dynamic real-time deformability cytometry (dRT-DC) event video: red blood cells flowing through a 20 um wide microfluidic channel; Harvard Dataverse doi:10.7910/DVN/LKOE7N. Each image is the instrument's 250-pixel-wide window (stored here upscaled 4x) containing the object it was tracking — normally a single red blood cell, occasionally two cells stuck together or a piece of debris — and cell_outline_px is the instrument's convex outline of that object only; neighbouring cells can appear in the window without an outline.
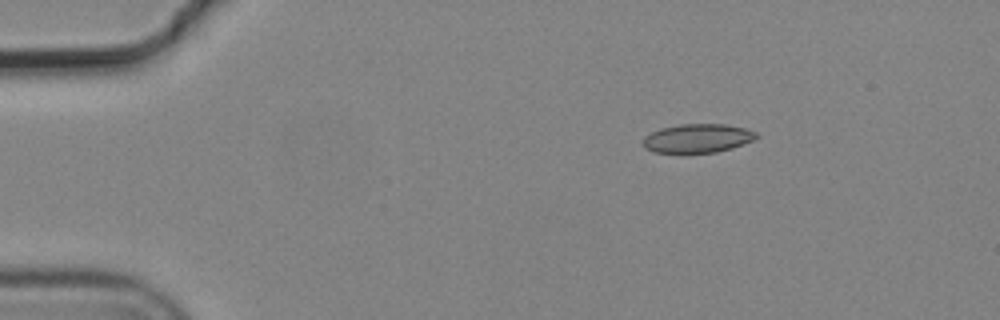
{"species": "common noctule bat (a hibernating species)", "species_latin": "Nyctalus noctula", "temperature_condition": "cold", "stored_images_in_passage": 3, "camera_frame_rate_fps": 3000, "um_per_image_px": 0.085, "animal": {"sex": "male", "body_mass_g": 19.2, "forearm_length_mm": 51.8}, "frame": {"image": 1, "passage_image": 1, "time_ms": 0.0, "image_size_px": [1000, 320], "cell_outline_px": [[760, 136], [752, 140], [732, 148], [716, 152], [652, 152], [644, 148], [644, 136], [660, 128], [680, 124], [724, 124], [744, 128], [756, 132]], "centroid_in_image_um": [59.28, 11.74], "position_along_channel_um": 25.7, "area_um2": 18.84}}
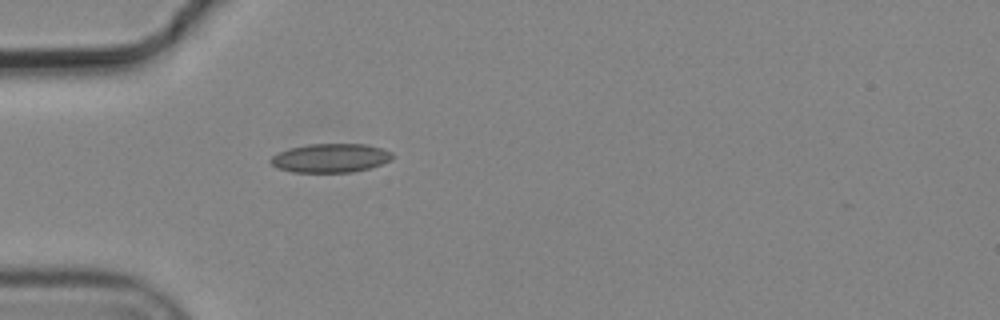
{"frame": {"image": 2, "passage_image": 3, "time_ms": 0.667, "image_size_px": [1000, 320], "cell_outline_px": [[392, 160], [368, 168], [352, 172], [292, 172], [276, 168], [268, 160], [272, 156], [280, 152], [292, 148], [308, 144], [368, 144], [392, 152]], "centroid_in_image_um": [28.08, 13.43], "position_along_channel_um": 56.9, "area_um2": 20.35}}